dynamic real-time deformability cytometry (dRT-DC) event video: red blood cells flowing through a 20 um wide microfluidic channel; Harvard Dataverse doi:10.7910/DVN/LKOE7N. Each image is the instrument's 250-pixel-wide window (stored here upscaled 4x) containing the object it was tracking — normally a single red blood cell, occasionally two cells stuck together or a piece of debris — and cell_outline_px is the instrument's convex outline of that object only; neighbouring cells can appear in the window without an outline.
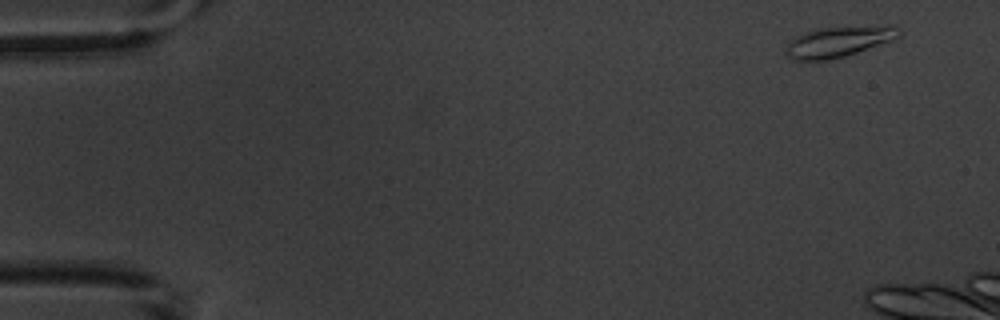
{"species": "common noctule bat (a hibernating species)", "species_latin": "Nyctalus noctula", "temperature_condition": "warm", "stored_images_in_passage": 3, "camera_frame_rate_fps": 3000, "um_per_image_px": 0.085, "animal": {"sex": "male", "body_mass_g": 20.1, "forearm_length_mm": 53.5}, "frame": {"image": 1, "passage_image": 1, "time_ms": 0.0, "image_size_px": [1000, 320], "cell_outline_px": [[900, 36], [892, 40], [844, 56], [828, 60], [792, 60], [788, 56], [784, 48], [792, 40], [804, 32], [820, 28], [888, 24], [896, 24], [900, 28]], "centroid_in_image_um": [71.34, 3.51], "position_along_channel_um": 13.7, "area_um2": 20.29}}